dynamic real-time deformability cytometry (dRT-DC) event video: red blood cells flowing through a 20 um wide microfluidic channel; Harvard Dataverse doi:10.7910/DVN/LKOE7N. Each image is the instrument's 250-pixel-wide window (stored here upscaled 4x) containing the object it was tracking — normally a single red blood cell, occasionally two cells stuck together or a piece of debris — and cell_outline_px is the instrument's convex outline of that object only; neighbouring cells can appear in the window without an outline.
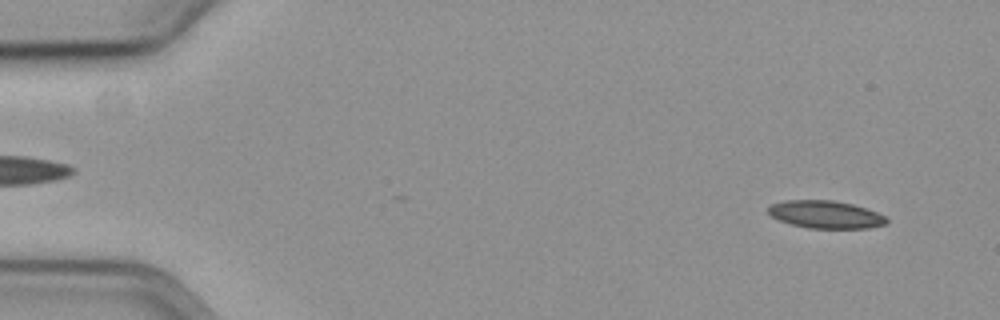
{"species": "common noctule bat (a hibernating species)", "species_latin": "Nyctalus noctula", "temperature_condition": "cold", "stored_images_in_passage": 14, "camera_frame_rate_fps": 3000, "um_per_image_px": 0.085, "animal": {"sex": "female", "body_mass_g": 19.3, "forearm_length_mm": 54.1}, "frame": {"image": 1, "passage_image": 4, "time_ms": 1.0, "image_size_px": [1000, 320], "cell_outline_px": [[888, 220], [884, 224], [868, 228], [808, 228], [792, 224], [780, 220], [772, 216], [768, 212], [768, 208], [772, 204], [784, 200], [836, 200], [852, 204], [876, 212], [884, 216]], "centroid_in_image_um": [70.16, 18.22], "position_along_channel_um": 14.8, "area_um2": 18.84}}